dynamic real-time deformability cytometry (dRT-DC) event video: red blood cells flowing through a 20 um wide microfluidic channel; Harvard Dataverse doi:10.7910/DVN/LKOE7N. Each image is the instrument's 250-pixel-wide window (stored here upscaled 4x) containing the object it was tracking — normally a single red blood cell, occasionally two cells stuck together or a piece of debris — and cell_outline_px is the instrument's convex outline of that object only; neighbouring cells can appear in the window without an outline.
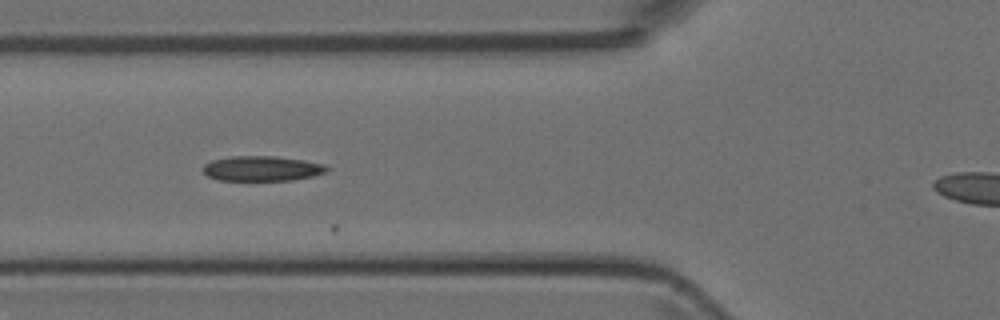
{"species": "Egyptian fruit bat (a non-hibernating species)", "species_latin": "Rousettus aegyptiacus", "temperature_condition": "room temperature", "stored_images_in_passage": 5, "camera_frame_rate_fps": 3000, "um_per_image_px": 0.085, "animal": {"sex": "female"}, "frame": {"image": 1, "passage_image": 2, "time_ms": 1.333, "image_size_px": [1000, 320], "cell_outline_px": [[328, 172], [312, 176], [292, 180], [216, 180], [208, 176], [204, 172], [204, 164], [212, 160], [232, 156], [276, 156], [304, 160], [324, 164], [328, 168]], "centroid_in_image_um": [22.28, 14.32], "position_along_channel_um": 103.5, "area_um2": 18.03}}
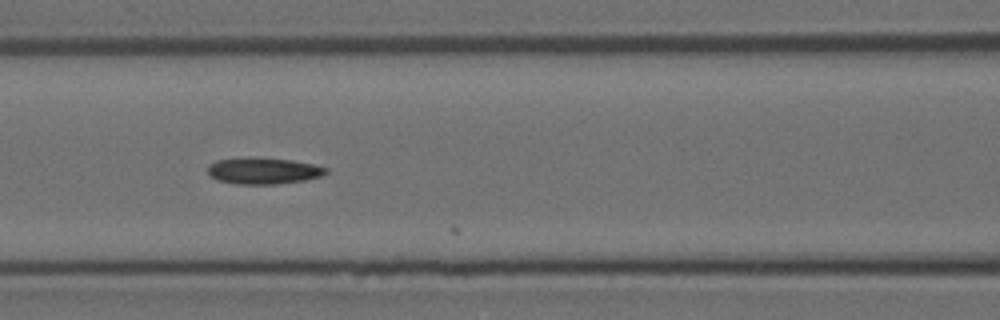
{"frame": {"image": 2, "passage_image": 3, "time_ms": 2.333, "image_size_px": [1000, 320], "cell_outline_px": [[328, 172], [320, 176], [304, 180], [276, 184], [236, 184], [216, 180], [208, 172], [208, 164], [216, 160], [256, 156], [292, 160], [312, 164], [328, 168]], "centroid_in_image_um": [22.36, 14.5], "position_along_channel_um": 144.2, "area_um2": 18.38}}